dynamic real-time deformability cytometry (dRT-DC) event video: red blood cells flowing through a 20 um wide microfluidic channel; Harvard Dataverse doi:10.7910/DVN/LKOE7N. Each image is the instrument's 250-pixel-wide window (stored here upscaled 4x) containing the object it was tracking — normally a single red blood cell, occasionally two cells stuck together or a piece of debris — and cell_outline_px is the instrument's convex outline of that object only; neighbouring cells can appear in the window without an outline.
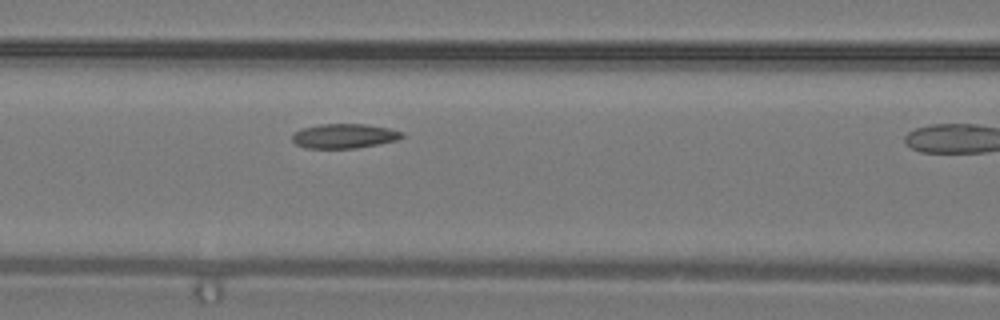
{"species": "common noctule bat (a hibernating species)", "species_latin": "Nyctalus noctula", "temperature_condition": "warm", "stored_images_in_passage": 9, "camera_frame_rate_fps": 3000, "um_per_image_px": 0.085, "animal": {"sex": "male", "body_mass_g": 19.2, "forearm_length_mm": 51.8}, "frame": {"image": 1, "passage_image": 8, "time_ms": 2.333, "image_size_px": [1000, 320], "cell_outline_px": [[404, 136], [396, 140], [356, 148], [308, 148], [296, 144], [292, 140], [292, 136], [296, 132], [304, 128], [320, 124], [364, 124], [388, 128], [404, 132]], "centroid_in_image_um": [29.27, 11.56], "position_along_channel_um": 137.3, "area_um2": 15.43}}